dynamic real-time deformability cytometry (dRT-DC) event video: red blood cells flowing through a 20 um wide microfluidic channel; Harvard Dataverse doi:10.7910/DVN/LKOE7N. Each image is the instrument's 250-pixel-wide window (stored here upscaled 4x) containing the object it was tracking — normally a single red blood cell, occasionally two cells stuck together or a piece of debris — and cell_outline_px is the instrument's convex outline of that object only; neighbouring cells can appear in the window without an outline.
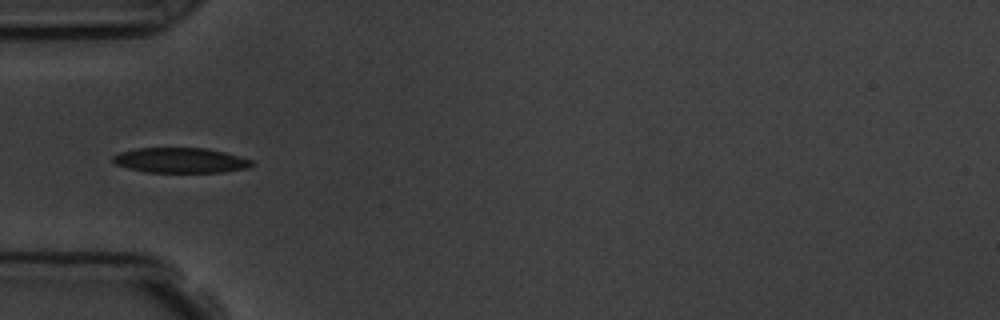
{"species": "common noctule bat (a hibernating species)", "species_latin": "Nyctalus noctula", "temperature_condition": "room temperature", "stored_images_in_passage": 1, "camera_frame_rate_fps": 3000, "um_per_image_px": 0.085, "animal": {"sex": "male", "body_mass_g": 19.5, "forearm_length_mm": 54.6}, "frame": {"image": 1, "passage_image": 1, "time_ms": 0.0, "image_size_px": [1000, 320], "cell_outline_px": [[252, 164], [248, 168], [224, 172], [144, 172], [128, 168], [116, 164], [112, 160], [112, 156], [120, 152], [136, 148], [204, 148], [224, 152], [252, 160]], "centroid_in_image_um": [15.31, 13.63], "position_along_channel_um": 69.7, "area_um2": 20.23}}